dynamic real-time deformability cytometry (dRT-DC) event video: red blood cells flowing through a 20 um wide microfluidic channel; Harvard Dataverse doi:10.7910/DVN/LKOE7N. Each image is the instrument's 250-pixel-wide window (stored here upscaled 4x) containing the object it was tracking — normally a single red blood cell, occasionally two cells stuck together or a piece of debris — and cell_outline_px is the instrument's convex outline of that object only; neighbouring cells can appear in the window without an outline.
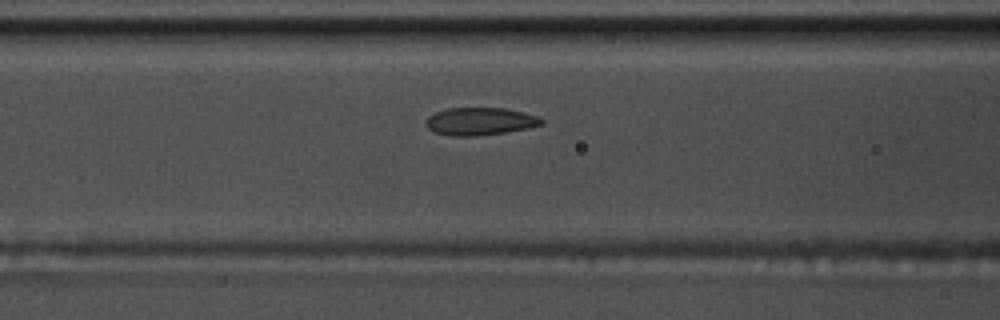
{"species": "common noctule bat (a hibernating species)", "species_latin": "Nyctalus noctula", "temperature_condition": "warm", "stored_images_in_passage": 37, "camera_frame_rate_fps": 3000, "um_per_image_px": 0.085, "animal": {"sex": "male", "body_mass_g": 17.5, "forearm_length_mm": 52.3}, "frame": {"image": 1, "passage_image": 5, "time_ms": 1.333, "image_size_px": [1000, 320], "cell_outline_px": [[544, 124], [528, 128], [504, 132], [476, 136], [452, 136], [436, 132], [428, 128], [424, 124], [424, 120], [428, 116], [436, 112], [448, 108], [504, 108], [524, 112], [540, 116], [544, 120]], "centroid_in_image_um": [40.81, 10.31], "position_along_channel_um": 125.8, "area_um2": 18.73}}
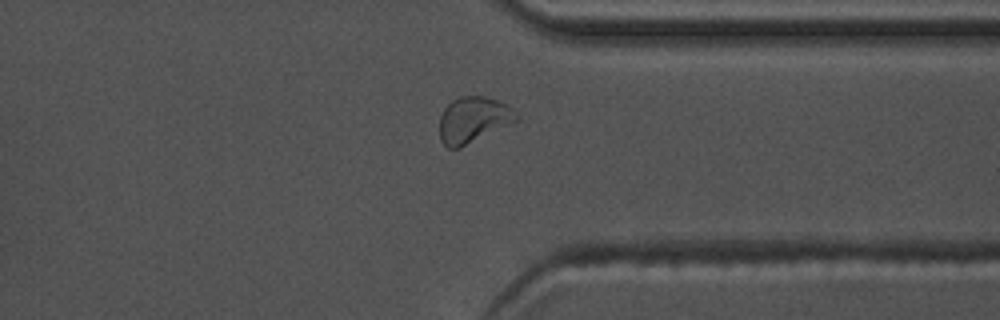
{"frame": {"image": 2, "passage_image": 25, "time_ms": 8.0, "image_size_px": [1000, 320], "cell_outline_px": [[520, 120], [460, 148], [448, 148], [440, 140], [440, 116], [444, 108], [452, 100], [460, 96], [484, 96], [496, 100], [504, 104], [520, 116]], "centroid_in_image_um": [40.22, 10.19], "position_along_channel_um": 371.2, "area_um2": 20.58}}